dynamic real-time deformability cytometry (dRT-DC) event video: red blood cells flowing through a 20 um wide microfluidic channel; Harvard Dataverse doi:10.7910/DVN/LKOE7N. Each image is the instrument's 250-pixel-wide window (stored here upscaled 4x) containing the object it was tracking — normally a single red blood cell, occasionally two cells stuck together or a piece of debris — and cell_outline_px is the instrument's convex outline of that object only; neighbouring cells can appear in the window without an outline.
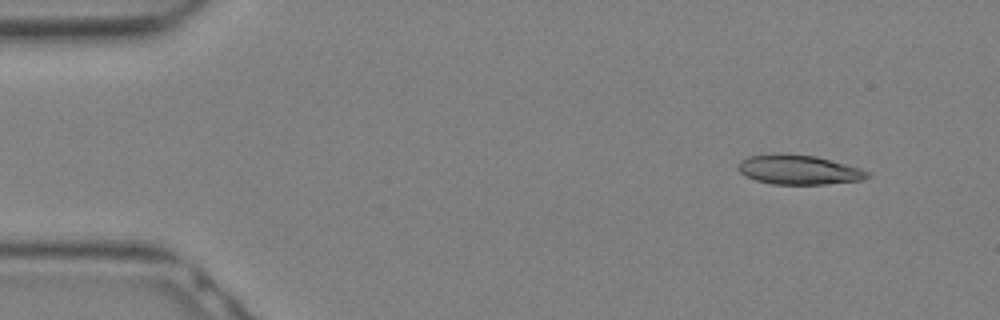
{"species": "Egyptian fruit bat (a non-hibernating species)", "species_latin": "Rousettus aegyptiacus", "temperature_condition": "warm", "stored_images_in_passage": 15, "camera_frame_rate_fps": 3000, "um_per_image_px": 0.085, "animal": {"sex": "female"}, "frame": {"image": 1, "passage_image": 2, "time_ms": 0.333, "image_size_px": [1000, 320], "cell_outline_px": [[868, 176], [864, 180], [824, 184], [772, 184], [756, 180], [740, 172], [736, 168], [740, 160], [748, 156], [772, 152], [816, 156], [860, 168], [868, 172]], "centroid_in_image_um": [67.84, 14.41], "position_along_channel_um": 17.2, "area_um2": 22.31}}
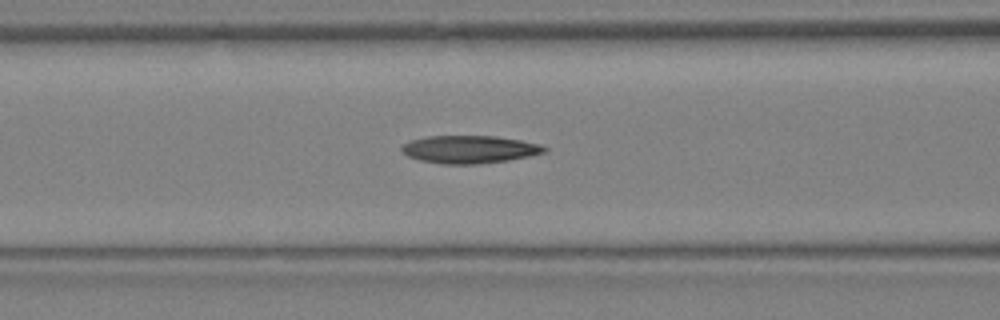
{"frame": {"image": 2, "passage_image": 11, "time_ms": 3.333, "image_size_px": [1000, 320], "cell_outline_px": [[548, 152], [532, 156], [508, 160], [480, 164], [444, 164], [420, 160], [408, 156], [400, 152], [400, 148], [404, 144], [412, 140], [428, 136], [496, 136], [520, 140], [540, 144], [548, 148]], "centroid_in_image_um": [39.94, 12.7], "position_along_channel_um": 126.7, "area_um2": 23.24}}
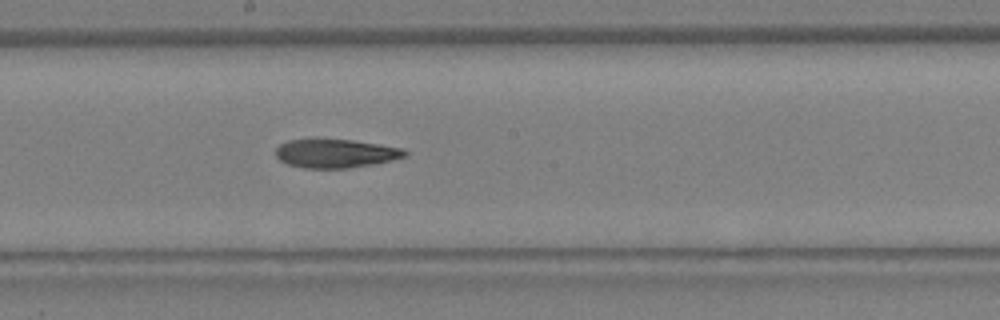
{"frame": {"image": 3, "passage_image": 15, "time_ms": 4.667, "image_size_px": [1000, 320], "cell_outline_px": [[408, 156], [392, 160], [372, 164], [348, 168], [304, 168], [288, 164], [280, 160], [276, 156], [276, 148], [280, 144], [288, 140], [312, 136], [352, 140], [380, 144], [404, 148], [408, 152]], "centroid_in_image_um": [28.5, 12.99], "position_along_channel_um": 219.7, "area_um2": 22.37}}